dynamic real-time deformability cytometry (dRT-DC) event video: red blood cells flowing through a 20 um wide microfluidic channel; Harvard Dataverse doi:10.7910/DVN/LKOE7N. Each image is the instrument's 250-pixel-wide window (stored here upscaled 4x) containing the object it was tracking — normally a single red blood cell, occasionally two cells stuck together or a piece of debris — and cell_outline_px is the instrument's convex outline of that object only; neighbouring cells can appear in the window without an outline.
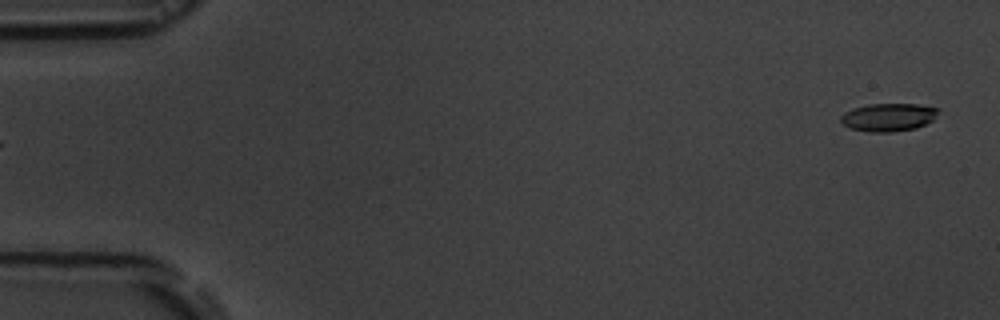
{"species": "common noctule bat (a hibernating species)", "species_latin": "Nyctalus noctula", "temperature_condition": "room temperature", "stored_images_in_passage": 5, "segment_of_instrument_passage": [2, 2], "camera_frame_rate_fps": 3000, "um_per_image_px": 0.085, "animal": {"sex": "male", "body_mass_g": 19.5, "forearm_length_mm": 54.6}, "frame": {"image": 1, "passage_image": 5, "time_ms": 5.667, "image_size_px": [1000, 320], "cell_outline_px": [[940, 108], [932, 120], [916, 128], [892, 132], [872, 132], [852, 128], [844, 124], [840, 120], [840, 116], [844, 112], [852, 108], [868, 104], [916, 104]], "centroid_in_image_um": [75.5, 9.95], "position_along_channel_um": 9.5, "area_um2": 15.78}}